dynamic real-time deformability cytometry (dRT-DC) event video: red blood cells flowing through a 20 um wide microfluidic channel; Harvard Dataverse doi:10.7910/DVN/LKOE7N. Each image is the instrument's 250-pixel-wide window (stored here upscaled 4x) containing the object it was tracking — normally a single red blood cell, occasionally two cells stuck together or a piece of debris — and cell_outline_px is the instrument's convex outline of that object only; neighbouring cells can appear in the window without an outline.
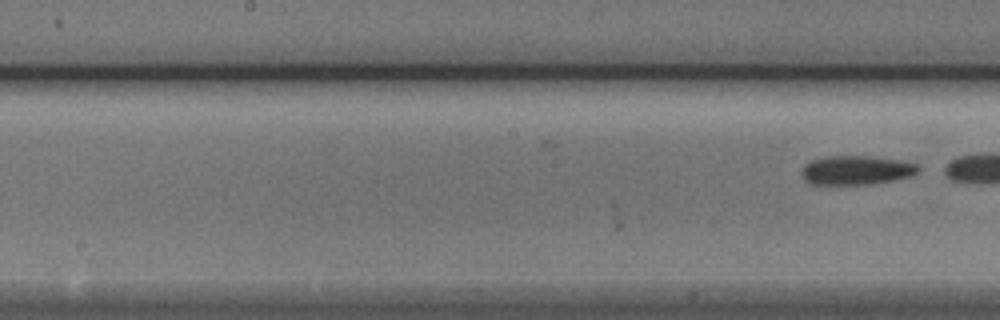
{"species": "Egyptian fruit bat (a non-hibernating species)", "species_latin": "Rousettus aegyptiacus", "temperature_condition": "cold", "stored_images_in_passage": 9, "camera_frame_rate_fps": 3000, "um_per_image_px": 0.085, "animal": {"sex": "male"}, "frame": {"image": 1, "passage_image": 9, "time_ms": 2.667, "image_size_px": [1000, 320], "cell_outline_px": [[920, 168], [916, 172], [908, 176], [896, 180], [872, 184], [812, 184], [804, 180], [800, 172], [804, 164], [812, 160], [824, 156], [864, 156], [900, 160], [916, 164]], "centroid_in_image_um": [72.73, 14.47], "position_along_channel_um": 175.5, "area_um2": 19.71}}